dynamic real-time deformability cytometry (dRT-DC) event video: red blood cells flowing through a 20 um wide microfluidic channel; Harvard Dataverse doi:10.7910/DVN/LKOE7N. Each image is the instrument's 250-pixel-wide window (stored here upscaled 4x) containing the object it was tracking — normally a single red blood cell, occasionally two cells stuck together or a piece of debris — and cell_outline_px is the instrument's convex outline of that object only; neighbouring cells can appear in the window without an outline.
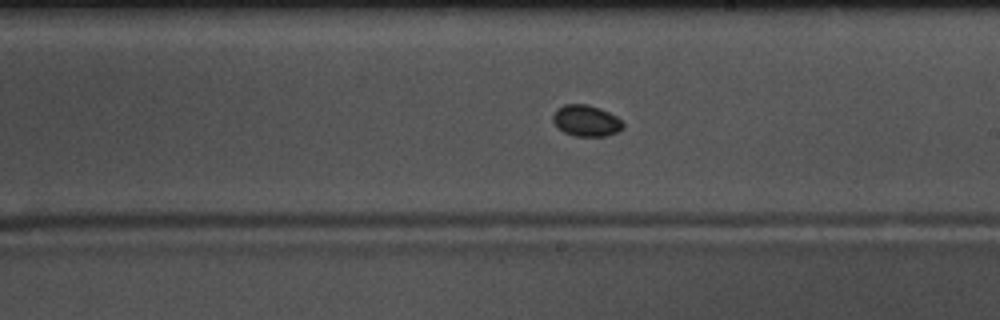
{"species": "common noctule bat (a hibernating species)", "species_latin": "Nyctalus noctula", "temperature_condition": "warm", "stored_images_in_passage": 37, "camera_frame_rate_fps": 3000, "um_per_image_px": 0.085, "animal": {"sex": "male", "body_mass_g": 17.5, "forearm_length_mm": 52.3}, "frame": {"image": 1, "passage_image": 14, "time_ms": 4.333, "image_size_px": [1000, 320], "cell_outline_px": [[624, 128], [616, 132], [604, 136], [576, 136], [564, 132], [552, 120], [552, 116], [556, 108], [564, 104], [588, 104], [600, 108], [616, 116], [624, 124]], "centroid_in_image_um": [49.82, 10.24], "position_along_channel_um": 239.2, "area_um2": 12.72}}
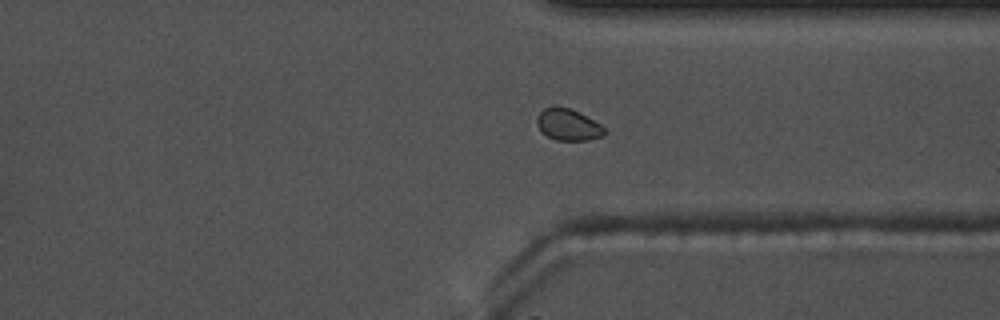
{"frame": {"image": 2, "passage_image": 24, "time_ms": 7.667, "image_size_px": [1000, 320], "cell_outline_px": [[604, 136], [588, 140], [556, 140], [540, 132], [536, 124], [536, 116], [544, 108], [568, 108], [600, 124], [604, 128]], "centroid_in_image_um": [48.24, 10.63], "position_along_channel_um": 363.2, "area_um2": 12.08}}
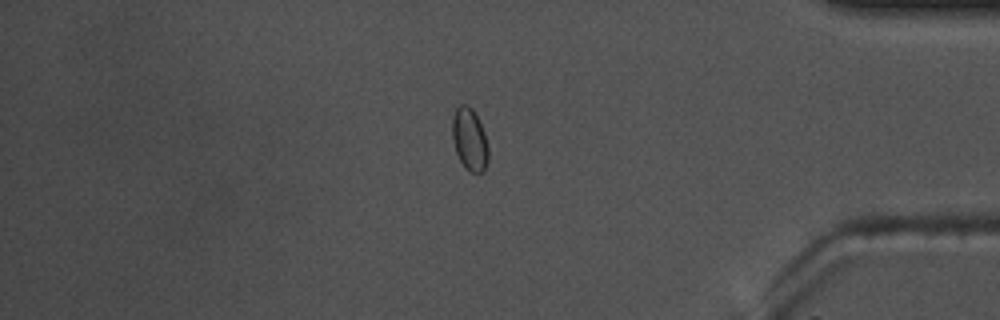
{"frame": {"image": 3, "passage_image": 29, "time_ms": 9.333, "image_size_px": [1000, 320], "cell_outline_px": [[488, 160], [484, 172], [468, 172], [464, 168], [456, 152], [452, 136], [452, 116], [456, 108], [460, 104], [468, 104], [472, 108], [484, 132], [488, 148]], "centroid_in_image_um": [39.9, 11.85], "position_along_channel_um": 395.3, "area_um2": 13.18}}